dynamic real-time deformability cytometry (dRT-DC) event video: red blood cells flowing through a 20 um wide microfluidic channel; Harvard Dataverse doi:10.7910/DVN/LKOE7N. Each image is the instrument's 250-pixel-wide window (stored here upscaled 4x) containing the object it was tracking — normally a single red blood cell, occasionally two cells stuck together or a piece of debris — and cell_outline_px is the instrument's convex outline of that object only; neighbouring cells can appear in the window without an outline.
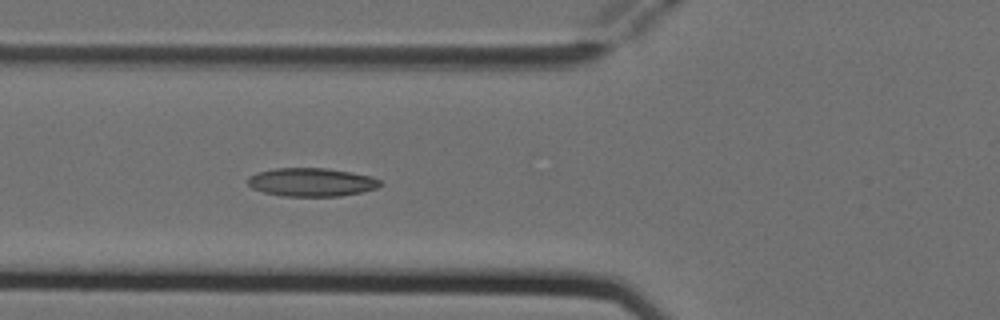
{"species": "Egyptian fruit bat (a non-hibernating species)", "species_latin": "Rousettus aegyptiacus", "temperature_condition": "cold", "stored_images_in_passage": 5, "camera_frame_rate_fps": 3000, "um_per_image_px": 0.085, "animal": {"sex": "female"}, "frame": {"image": 1, "passage_image": 5, "time_ms": 1.333, "image_size_px": [1000, 320], "cell_outline_px": [[380, 184], [376, 188], [360, 192], [340, 196], [284, 196], [264, 192], [252, 188], [248, 184], [248, 176], [256, 172], [276, 168], [328, 168], [352, 172], [372, 176], [380, 180]], "centroid_in_image_um": [26.46, 15.47], "position_along_channel_um": 99.3, "area_um2": 21.91}}